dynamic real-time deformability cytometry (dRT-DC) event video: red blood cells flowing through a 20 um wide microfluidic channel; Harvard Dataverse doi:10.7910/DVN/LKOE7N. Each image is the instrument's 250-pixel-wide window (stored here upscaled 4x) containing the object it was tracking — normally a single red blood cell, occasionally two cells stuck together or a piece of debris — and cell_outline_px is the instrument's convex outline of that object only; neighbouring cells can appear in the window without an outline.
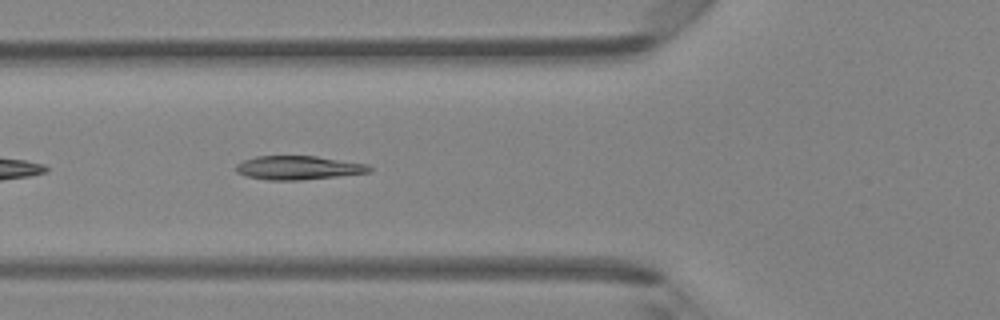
{"species": "Egyptian fruit bat (a non-hibernating species)", "species_latin": "Rousettus aegyptiacus", "temperature_condition": "room temperature", "stored_images_in_passage": 7, "camera_frame_rate_fps": 3000, "um_per_image_px": 0.085, "animal": {"sex": "female"}, "frame": {"image": 1, "passage_image": 5, "time_ms": 1.333, "image_size_px": [1000, 320], "cell_outline_px": [[372, 168], [368, 172], [336, 176], [300, 180], [268, 180], [244, 176], [236, 172], [236, 164], [244, 160], [256, 156], [316, 156], [368, 164]], "centroid_in_image_um": [25.31, 14.25], "position_along_channel_um": 100.5, "area_um2": 18.38}}
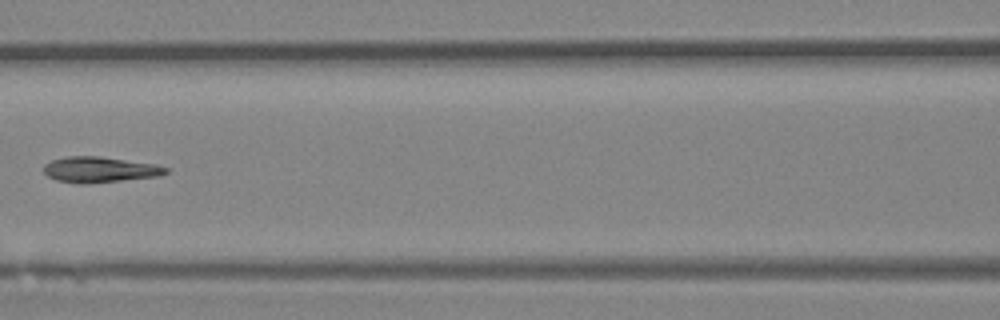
{"frame": {"image": 2, "passage_image": 6, "time_ms": 1.667, "image_size_px": [1000, 320], "cell_outline_px": [[168, 172], [160, 176], [84, 184], [80, 184], [56, 180], [48, 176], [44, 172], [44, 164], [52, 160], [68, 156], [100, 156], [156, 164], [168, 168]], "centroid_in_image_um": [8.48, 14.41], "position_along_channel_um": 158.1, "area_um2": 18.26}}
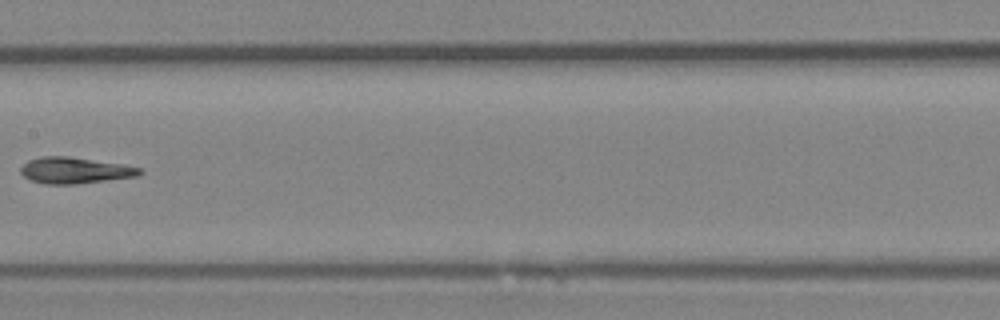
{"frame": {"image": 3, "passage_image": 7, "time_ms": 2.0, "image_size_px": [1000, 320], "cell_outline_px": [[144, 172], [136, 176], [76, 184], [44, 184], [28, 180], [20, 172], [20, 168], [28, 160], [44, 156], [68, 156], [124, 164], [140, 168]], "centroid_in_image_um": [6.33, 14.48], "position_along_channel_um": 201.1, "area_um2": 18.21}}